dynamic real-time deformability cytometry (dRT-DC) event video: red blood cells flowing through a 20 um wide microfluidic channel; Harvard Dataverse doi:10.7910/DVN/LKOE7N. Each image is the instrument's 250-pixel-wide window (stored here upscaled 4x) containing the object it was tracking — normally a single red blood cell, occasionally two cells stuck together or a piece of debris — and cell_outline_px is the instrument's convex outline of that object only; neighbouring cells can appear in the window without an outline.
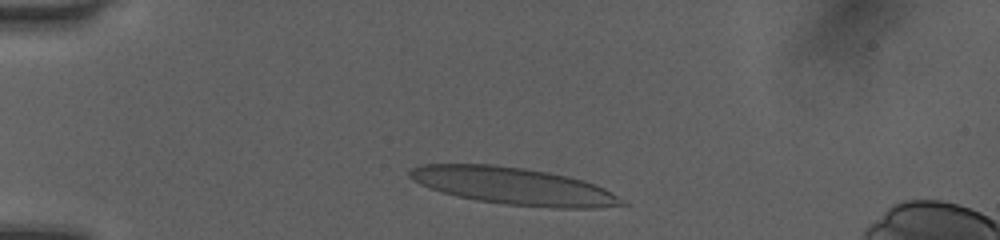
{"species": "human", "species_latin": "Homo sapiens", "temperature_condition": "room temperature", "stored_images_in_passage": 7, "camera_frame_rate_fps": 3000, "um_per_image_px": 0.085, "donor": {"sex": "female"}, "frame": {"image": 1, "passage_image": 2, "time_ms": 0.333, "image_size_px": [1000, 240], "cell_outline_px": [[628, 204], [592, 208], [556, 208], [504, 204], [476, 200], [456, 196], [420, 184], [412, 180], [408, 176], [408, 172], [412, 168], [420, 164], [492, 164], [524, 168], [548, 172], [568, 176], [584, 180], [596, 184], [604, 188], [624, 200]], "centroid_in_image_um": [43.65, 15.81], "position_along_channel_um": 41.4, "area_um2": 45.84}}
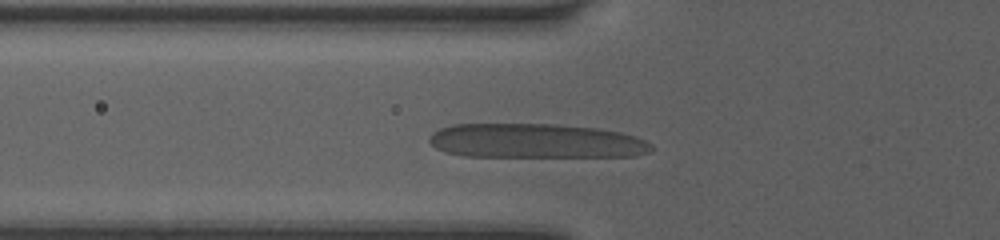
{"frame": {"image": 2, "passage_image": 6, "time_ms": 1.667, "image_size_px": [1000, 240], "cell_outline_px": [[652, 152], [636, 156], [464, 156], [444, 152], [436, 148], [428, 140], [428, 136], [432, 132], [440, 128], [452, 124], [560, 124], [596, 128], [620, 132], [636, 136], [652, 144]], "centroid_in_image_um": [45.53, 11.97], "position_along_channel_um": 80.3, "area_um2": 44.85}}